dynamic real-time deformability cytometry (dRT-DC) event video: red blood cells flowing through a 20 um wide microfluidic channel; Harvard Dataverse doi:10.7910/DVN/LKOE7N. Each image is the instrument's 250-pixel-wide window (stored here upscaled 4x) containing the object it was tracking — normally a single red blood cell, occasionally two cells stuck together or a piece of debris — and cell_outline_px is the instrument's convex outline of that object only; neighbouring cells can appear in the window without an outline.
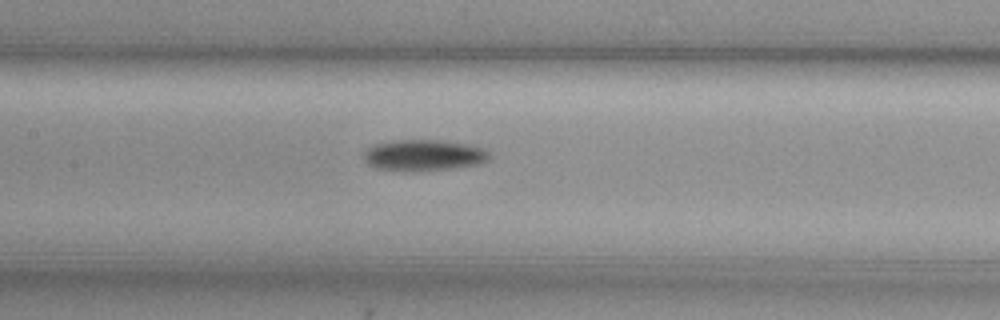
{"species": "common noctule bat (a hibernating species)", "species_latin": "Nyctalus noctula", "temperature_condition": "cold", "stored_images_in_passage": 29, "camera_frame_rate_fps": 3000, "um_per_image_px": 0.085, "animal": {"sex": "female", "body_mass_g": 29.2, "forearm_length_mm": 56.3}, "frame": {"image": 1, "passage_image": 10, "time_ms": 3.0, "image_size_px": [1000, 320], "cell_outline_px": [[488, 156], [484, 160], [476, 164], [448, 168], [412, 172], [404, 172], [376, 168], [368, 164], [364, 160], [364, 152], [368, 148], [376, 144], [396, 140], [440, 140], [472, 144], [484, 148], [488, 152]], "centroid_in_image_um": [35.96, 13.19], "position_along_channel_um": 171.4, "area_um2": 22.72}}
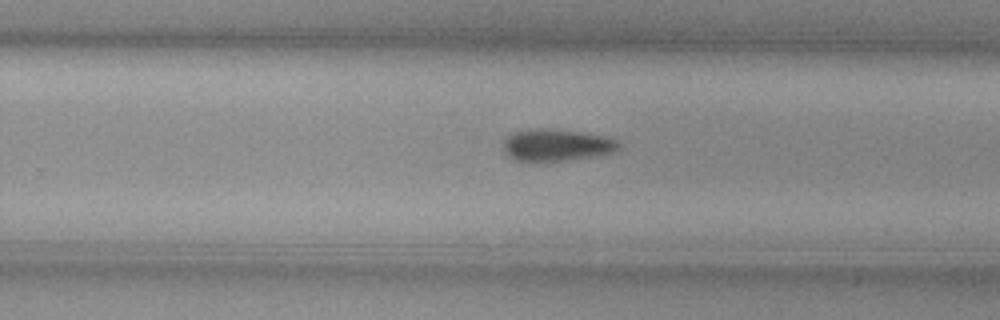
{"frame": {"image": 2, "passage_image": 19, "time_ms": 6.0, "image_size_px": [1000, 320], "cell_outline_px": [[620, 148], [616, 152], [572, 160], [548, 164], [528, 164], [516, 160], [508, 156], [504, 148], [504, 140], [512, 132], [540, 128], [580, 132], [608, 136], [616, 140], [620, 144]], "centroid_in_image_um": [47.3, 12.39], "position_along_channel_um": 282.5, "area_um2": 22.37}}
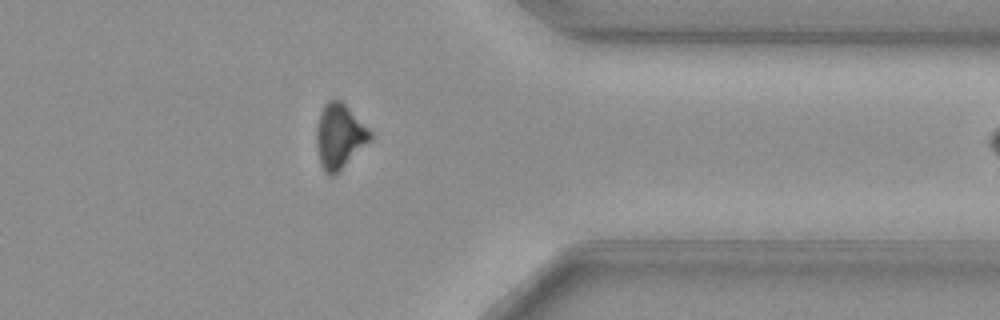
{"frame": {"image": 3, "passage_image": 28, "time_ms": 9.0, "image_size_px": [1000, 320], "cell_outline_px": [[372, 140], [332, 176], [328, 176], [324, 172], [320, 164], [316, 144], [316, 128], [320, 112], [324, 104], [328, 100], [340, 100], [372, 132]], "centroid_in_image_um": [28.83, 11.58], "position_along_channel_um": 382.6, "area_um2": 20.06}}